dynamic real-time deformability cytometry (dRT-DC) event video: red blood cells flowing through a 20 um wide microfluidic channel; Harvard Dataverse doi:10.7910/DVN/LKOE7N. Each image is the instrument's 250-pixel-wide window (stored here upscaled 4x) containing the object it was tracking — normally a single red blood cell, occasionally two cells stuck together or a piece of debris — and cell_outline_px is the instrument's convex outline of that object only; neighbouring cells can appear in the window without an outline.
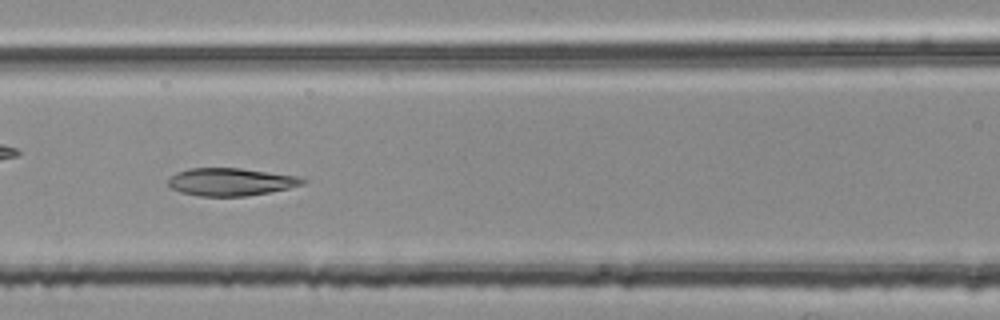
{"species": "common noctule bat (a hibernating species)", "species_latin": "Nyctalus noctula", "temperature_condition": "room temperature", "stored_images_in_passage": 52, "camera_frame_rate_fps": 3000, "um_per_image_px": 0.085, "animal": {"sex": "female", "body_mass_g": 25.1}, "frame": {"image": 1, "passage_image": 23, "time_ms": 7.333, "image_size_px": [1000, 320], "cell_outline_px": [[308, 180], [304, 184], [288, 188], [268, 192], [244, 196], [200, 196], [180, 192], [172, 188], [168, 184], [168, 180], [176, 172], [188, 168], [240, 168], [296, 176]], "centroid_in_image_um": [19.59, 15.45], "position_along_channel_um": 147.0, "area_um2": 21.5}}
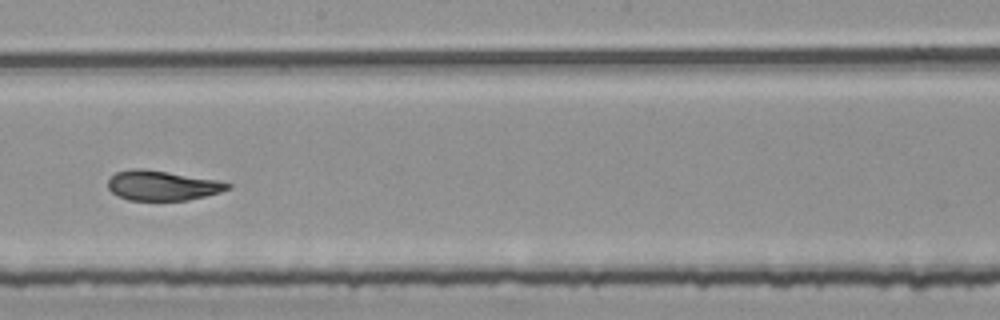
{"frame": {"image": 2, "passage_image": 30, "time_ms": 9.667, "image_size_px": [1000, 320], "cell_outline_px": [[232, 188], [220, 192], [188, 200], [128, 200], [112, 192], [108, 188], [108, 180], [116, 172], [132, 168], [140, 168], [168, 172], [216, 180], [232, 184]], "centroid_in_image_um": [13.79, 15.77], "position_along_channel_um": 234.4, "area_um2": 20.63}, "authors_computed_cell_mechanics": {"area_um2": 21.8773, "velocity_mm_per_s": 3.7638, "shape_relaxation_time_tau1_ms": 8.2363, "shape_relaxation_time_tau2_ms": 1.5593, "deformation_change_tau1": 0.2198, "deformation_change_tau2": 0.079}}